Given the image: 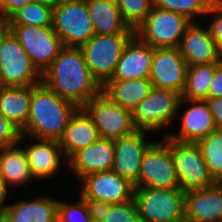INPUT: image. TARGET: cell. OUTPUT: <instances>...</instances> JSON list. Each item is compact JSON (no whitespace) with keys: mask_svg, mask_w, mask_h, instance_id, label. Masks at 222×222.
I'll list each match as a JSON object with an SVG mask.
<instances>
[{"mask_svg":"<svg viewBox=\"0 0 222 222\" xmlns=\"http://www.w3.org/2000/svg\"><path fill=\"white\" fill-rule=\"evenodd\" d=\"M19 144L26 153L30 171L35 182L37 180L38 183L41 182L39 180H43V182L46 180L47 182L49 179L51 181L52 178L59 179L56 178L58 177L56 175L60 177L62 172L64 173L68 170L66 169L68 168V160L65 158L58 141L36 139L22 134ZM63 168L65 171H61Z\"/></svg>","mask_w":222,"mask_h":222,"instance_id":"cell-12","label":"cell"},{"mask_svg":"<svg viewBox=\"0 0 222 222\" xmlns=\"http://www.w3.org/2000/svg\"><path fill=\"white\" fill-rule=\"evenodd\" d=\"M77 109L74 103L59 97L42 82L32 85L30 112L21 134L59 141Z\"/></svg>","mask_w":222,"mask_h":222,"instance_id":"cell-2","label":"cell"},{"mask_svg":"<svg viewBox=\"0 0 222 222\" xmlns=\"http://www.w3.org/2000/svg\"><path fill=\"white\" fill-rule=\"evenodd\" d=\"M208 17H211L210 20ZM204 20L216 45L222 51V3L212 4Z\"/></svg>","mask_w":222,"mask_h":222,"instance_id":"cell-35","label":"cell"},{"mask_svg":"<svg viewBox=\"0 0 222 222\" xmlns=\"http://www.w3.org/2000/svg\"><path fill=\"white\" fill-rule=\"evenodd\" d=\"M123 21L136 30L150 13L154 0H116Z\"/></svg>","mask_w":222,"mask_h":222,"instance_id":"cell-32","label":"cell"},{"mask_svg":"<svg viewBox=\"0 0 222 222\" xmlns=\"http://www.w3.org/2000/svg\"><path fill=\"white\" fill-rule=\"evenodd\" d=\"M84 200L92 222H101L104 218L105 212L110 209V203L93 199Z\"/></svg>","mask_w":222,"mask_h":222,"instance_id":"cell-38","label":"cell"},{"mask_svg":"<svg viewBox=\"0 0 222 222\" xmlns=\"http://www.w3.org/2000/svg\"><path fill=\"white\" fill-rule=\"evenodd\" d=\"M199 23L191 22L186 27L178 46L187 66L222 63V51L212 38L208 26L203 21Z\"/></svg>","mask_w":222,"mask_h":222,"instance_id":"cell-18","label":"cell"},{"mask_svg":"<svg viewBox=\"0 0 222 222\" xmlns=\"http://www.w3.org/2000/svg\"><path fill=\"white\" fill-rule=\"evenodd\" d=\"M97 35L135 34L123 21L116 0H86Z\"/></svg>","mask_w":222,"mask_h":222,"instance_id":"cell-25","label":"cell"},{"mask_svg":"<svg viewBox=\"0 0 222 222\" xmlns=\"http://www.w3.org/2000/svg\"><path fill=\"white\" fill-rule=\"evenodd\" d=\"M78 200L69 201L58 199V222H92L85 200L78 194ZM75 201V202H74Z\"/></svg>","mask_w":222,"mask_h":222,"instance_id":"cell-33","label":"cell"},{"mask_svg":"<svg viewBox=\"0 0 222 222\" xmlns=\"http://www.w3.org/2000/svg\"><path fill=\"white\" fill-rule=\"evenodd\" d=\"M180 100V93L152 86L148 95L132 111L135 127L153 132L158 137L165 136L173 126Z\"/></svg>","mask_w":222,"mask_h":222,"instance_id":"cell-3","label":"cell"},{"mask_svg":"<svg viewBox=\"0 0 222 222\" xmlns=\"http://www.w3.org/2000/svg\"><path fill=\"white\" fill-rule=\"evenodd\" d=\"M151 88L149 79L107 80L102 85V93L114 104L132 112Z\"/></svg>","mask_w":222,"mask_h":222,"instance_id":"cell-26","label":"cell"},{"mask_svg":"<svg viewBox=\"0 0 222 222\" xmlns=\"http://www.w3.org/2000/svg\"><path fill=\"white\" fill-rule=\"evenodd\" d=\"M215 182L222 180V128H216L196 142Z\"/></svg>","mask_w":222,"mask_h":222,"instance_id":"cell-29","label":"cell"},{"mask_svg":"<svg viewBox=\"0 0 222 222\" xmlns=\"http://www.w3.org/2000/svg\"><path fill=\"white\" fill-rule=\"evenodd\" d=\"M100 138L92 119L78 108L70 117L59 145L68 160L75 152L96 142Z\"/></svg>","mask_w":222,"mask_h":222,"instance_id":"cell-23","label":"cell"},{"mask_svg":"<svg viewBox=\"0 0 222 222\" xmlns=\"http://www.w3.org/2000/svg\"><path fill=\"white\" fill-rule=\"evenodd\" d=\"M0 177L13 190L26 188V185L30 186L35 181L30 171L26 153L19 143L13 146L0 147Z\"/></svg>","mask_w":222,"mask_h":222,"instance_id":"cell-24","label":"cell"},{"mask_svg":"<svg viewBox=\"0 0 222 222\" xmlns=\"http://www.w3.org/2000/svg\"><path fill=\"white\" fill-rule=\"evenodd\" d=\"M181 190L188 191L214 185L199 146L193 142H180L169 138Z\"/></svg>","mask_w":222,"mask_h":222,"instance_id":"cell-9","label":"cell"},{"mask_svg":"<svg viewBox=\"0 0 222 222\" xmlns=\"http://www.w3.org/2000/svg\"><path fill=\"white\" fill-rule=\"evenodd\" d=\"M138 187L181 189L166 135L158 137L144 152Z\"/></svg>","mask_w":222,"mask_h":222,"instance_id":"cell-6","label":"cell"},{"mask_svg":"<svg viewBox=\"0 0 222 222\" xmlns=\"http://www.w3.org/2000/svg\"><path fill=\"white\" fill-rule=\"evenodd\" d=\"M212 4L208 0H154V6L184 15L191 22L204 20Z\"/></svg>","mask_w":222,"mask_h":222,"instance_id":"cell-31","label":"cell"},{"mask_svg":"<svg viewBox=\"0 0 222 222\" xmlns=\"http://www.w3.org/2000/svg\"><path fill=\"white\" fill-rule=\"evenodd\" d=\"M9 28L40 73L56 59L64 48L61 39L52 27L9 26Z\"/></svg>","mask_w":222,"mask_h":222,"instance_id":"cell-13","label":"cell"},{"mask_svg":"<svg viewBox=\"0 0 222 222\" xmlns=\"http://www.w3.org/2000/svg\"><path fill=\"white\" fill-rule=\"evenodd\" d=\"M222 63H208L188 66L181 98L187 100L208 99L209 87L215 70Z\"/></svg>","mask_w":222,"mask_h":222,"instance_id":"cell-28","label":"cell"},{"mask_svg":"<svg viewBox=\"0 0 222 222\" xmlns=\"http://www.w3.org/2000/svg\"><path fill=\"white\" fill-rule=\"evenodd\" d=\"M9 26L6 22H0V50L5 42V33L9 30Z\"/></svg>","mask_w":222,"mask_h":222,"instance_id":"cell-42","label":"cell"},{"mask_svg":"<svg viewBox=\"0 0 222 222\" xmlns=\"http://www.w3.org/2000/svg\"><path fill=\"white\" fill-rule=\"evenodd\" d=\"M52 8L31 2L15 12L6 23L8 26L52 27Z\"/></svg>","mask_w":222,"mask_h":222,"instance_id":"cell-30","label":"cell"},{"mask_svg":"<svg viewBox=\"0 0 222 222\" xmlns=\"http://www.w3.org/2000/svg\"><path fill=\"white\" fill-rule=\"evenodd\" d=\"M32 0H0V22H6L15 12Z\"/></svg>","mask_w":222,"mask_h":222,"instance_id":"cell-37","label":"cell"},{"mask_svg":"<svg viewBox=\"0 0 222 222\" xmlns=\"http://www.w3.org/2000/svg\"><path fill=\"white\" fill-rule=\"evenodd\" d=\"M57 205L58 198L50 194L35 195L30 199L24 197L12 201L0 219L4 222H58Z\"/></svg>","mask_w":222,"mask_h":222,"instance_id":"cell-22","label":"cell"},{"mask_svg":"<svg viewBox=\"0 0 222 222\" xmlns=\"http://www.w3.org/2000/svg\"><path fill=\"white\" fill-rule=\"evenodd\" d=\"M205 101L212 113L216 128H222V97L208 98Z\"/></svg>","mask_w":222,"mask_h":222,"instance_id":"cell-39","label":"cell"},{"mask_svg":"<svg viewBox=\"0 0 222 222\" xmlns=\"http://www.w3.org/2000/svg\"><path fill=\"white\" fill-rule=\"evenodd\" d=\"M172 127V130L166 134L168 138L180 142L193 143H196L216 129L212 113L205 100H187L182 98ZM175 127L176 129L174 130Z\"/></svg>","mask_w":222,"mask_h":222,"instance_id":"cell-14","label":"cell"},{"mask_svg":"<svg viewBox=\"0 0 222 222\" xmlns=\"http://www.w3.org/2000/svg\"><path fill=\"white\" fill-rule=\"evenodd\" d=\"M134 35L95 34L80 47L90 72L101 85L113 76L126 44Z\"/></svg>","mask_w":222,"mask_h":222,"instance_id":"cell-8","label":"cell"},{"mask_svg":"<svg viewBox=\"0 0 222 222\" xmlns=\"http://www.w3.org/2000/svg\"><path fill=\"white\" fill-rule=\"evenodd\" d=\"M41 82L59 97L82 108L102 92V85L90 72L80 48L64 47L41 73Z\"/></svg>","mask_w":222,"mask_h":222,"instance_id":"cell-1","label":"cell"},{"mask_svg":"<svg viewBox=\"0 0 222 222\" xmlns=\"http://www.w3.org/2000/svg\"><path fill=\"white\" fill-rule=\"evenodd\" d=\"M12 189L6 184V182L0 177V218L4 215L5 210L7 209L10 203L8 197H12L10 192ZM10 193V194H9Z\"/></svg>","mask_w":222,"mask_h":222,"instance_id":"cell-41","label":"cell"},{"mask_svg":"<svg viewBox=\"0 0 222 222\" xmlns=\"http://www.w3.org/2000/svg\"><path fill=\"white\" fill-rule=\"evenodd\" d=\"M31 86H0V112L22 129L30 112Z\"/></svg>","mask_w":222,"mask_h":222,"instance_id":"cell-27","label":"cell"},{"mask_svg":"<svg viewBox=\"0 0 222 222\" xmlns=\"http://www.w3.org/2000/svg\"><path fill=\"white\" fill-rule=\"evenodd\" d=\"M40 82L41 73L9 29L0 50V86H32Z\"/></svg>","mask_w":222,"mask_h":222,"instance_id":"cell-11","label":"cell"},{"mask_svg":"<svg viewBox=\"0 0 222 222\" xmlns=\"http://www.w3.org/2000/svg\"><path fill=\"white\" fill-rule=\"evenodd\" d=\"M114 161V140L99 138L96 142L75 152L68 159V170L75 178L112 170Z\"/></svg>","mask_w":222,"mask_h":222,"instance_id":"cell-20","label":"cell"},{"mask_svg":"<svg viewBox=\"0 0 222 222\" xmlns=\"http://www.w3.org/2000/svg\"><path fill=\"white\" fill-rule=\"evenodd\" d=\"M187 63L178 48H154L149 81L153 87L183 91Z\"/></svg>","mask_w":222,"mask_h":222,"instance_id":"cell-17","label":"cell"},{"mask_svg":"<svg viewBox=\"0 0 222 222\" xmlns=\"http://www.w3.org/2000/svg\"><path fill=\"white\" fill-rule=\"evenodd\" d=\"M60 1L61 0H32V2H35V3L41 4V5L50 7L52 9L54 7H56L59 4Z\"/></svg>","mask_w":222,"mask_h":222,"instance_id":"cell-43","label":"cell"},{"mask_svg":"<svg viewBox=\"0 0 222 222\" xmlns=\"http://www.w3.org/2000/svg\"><path fill=\"white\" fill-rule=\"evenodd\" d=\"M185 222H222V185L185 191Z\"/></svg>","mask_w":222,"mask_h":222,"instance_id":"cell-19","label":"cell"},{"mask_svg":"<svg viewBox=\"0 0 222 222\" xmlns=\"http://www.w3.org/2000/svg\"><path fill=\"white\" fill-rule=\"evenodd\" d=\"M101 222H140L134 199L121 204H111Z\"/></svg>","mask_w":222,"mask_h":222,"instance_id":"cell-34","label":"cell"},{"mask_svg":"<svg viewBox=\"0 0 222 222\" xmlns=\"http://www.w3.org/2000/svg\"><path fill=\"white\" fill-rule=\"evenodd\" d=\"M211 4H220L222 0H208Z\"/></svg>","mask_w":222,"mask_h":222,"instance_id":"cell-44","label":"cell"},{"mask_svg":"<svg viewBox=\"0 0 222 222\" xmlns=\"http://www.w3.org/2000/svg\"><path fill=\"white\" fill-rule=\"evenodd\" d=\"M154 135V136H153ZM153 132L136 130L130 135L114 140L112 170L138 188L140 163L144 152L158 138Z\"/></svg>","mask_w":222,"mask_h":222,"instance_id":"cell-15","label":"cell"},{"mask_svg":"<svg viewBox=\"0 0 222 222\" xmlns=\"http://www.w3.org/2000/svg\"><path fill=\"white\" fill-rule=\"evenodd\" d=\"M79 195L83 199H93L121 204L133 199L134 185L120 177L113 170L92 173L79 180Z\"/></svg>","mask_w":222,"mask_h":222,"instance_id":"cell-16","label":"cell"},{"mask_svg":"<svg viewBox=\"0 0 222 222\" xmlns=\"http://www.w3.org/2000/svg\"><path fill=\"white\" fill-rule=\"evenodd\" d=\"M154 48L134 35L126 44L115 72L109 80L148 79Z\"/></svg>","mask_w":222,"mask_h":222,"instance_id":"cell-21","label":"cell"},{"mask_svg":"<svg viewBox=\"0 0 222 222\" xmlns=\"http://www.w3.org/2000/svg\"><path fill=\"white\" fill-rule=\"evenodd\" d=\"M218 97H222V64L215 70L208 94V98Z\"/></svg>","mask_w":222,"mask_h":222,"instance_id":"cell-40","label":"cell"},{"mask_svg":"<svg viewBox=\"0 0 222 222\" xmlns=\"http://www.w3.org/2000/svg\"><path fill=\"white\" fill-rule=\"evenodd\" d=\"M82 109L92 119L100 138L115 140L138 130L132 112L114 104L102 92L91 98Z\"/></svg>","mask_w":222,"mask_h":222,"instance_id":"cell-10","label":"cell"},{"mask_svg":"<svg viewBox=\"0 0 222 222\" xmlns=\"http://www.w3.org/2000/svg\"><path fill=\"white\" fill-rule=\"evenodd\" d=\"M190 23L184 15L153 6L135 35L152 48H178Z\"/></svg>","mask_w":222,"mask_h":222,"instance_id":"cell-7","label":"cell"},{"mask_svg":"<svg viewBox=\"0 0 222 222\" xmlns=\"http://www.w3.org/2000/svg\"><path fill=\"white\" fill-rule=\"evenodd\" d=\"M184 195L181 189L134 188L140 222H185Z\"/></svg>","mask_w":222,"mask_h":222,"instance_id":"cell-4","label":"cell"},{"mask_svg":"<svg viewBox=\"0 0 222 222\" xmlns=\"http://www.w3.org/2000/svg\"><path fill=\"white\" fill-rule=\"evenodd\" d=\"M52 29L64 47L80 48L94 33L86 0H61L52 10Z\"/></svg>","mask_w":222,"mask_h":222,"instance_id":"cell-5","label":"cell"},{"mask_svg":"<svg viewBox=\"0 0 222 222\" xmlns=\"http://www.w3.org/2000/svg\"><path fill=\"white\" fill-rule=\"evenodd\" d=\"M21 135V129L0 112V147L18 144Z\"/></svg>","mask_w":222,"mask_h":222,"instance_id":"cell-36","label":"cell"}]
</instances>
